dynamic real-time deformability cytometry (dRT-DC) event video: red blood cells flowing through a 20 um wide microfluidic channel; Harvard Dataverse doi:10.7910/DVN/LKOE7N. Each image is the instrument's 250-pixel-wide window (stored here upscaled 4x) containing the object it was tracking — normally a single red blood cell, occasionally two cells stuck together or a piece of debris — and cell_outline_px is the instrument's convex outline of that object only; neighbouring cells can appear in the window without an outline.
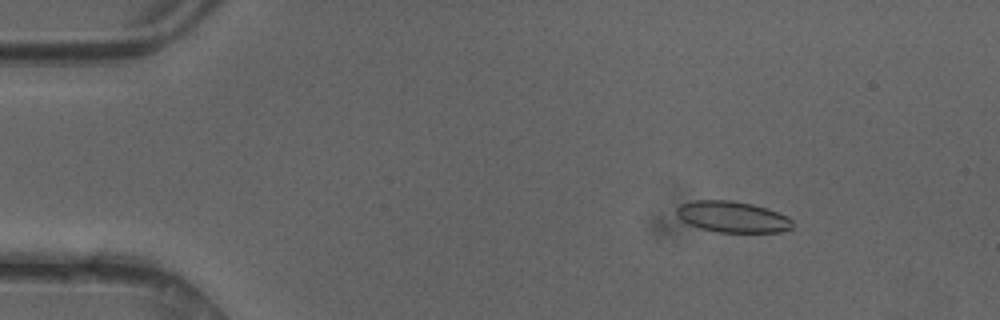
{"species": "common noctule bat (a hibernating species)", "species_latin": "Nyctalus noctula", "temperature_condition": "cold", "stored_images_in_passage": 49, "camera_frame_rate_fps": 3000, "um_per_image_px": 0.085, "animal": {"sex": "female"}, "frame": {"image": 1, "passage_image": 7, "time_ms": 2.0, "image_size_px": [1000, 320], "cell_outline_px": [[792, 228], [780, 232], [720, 232], [700, 228], [688, 224], [676, 212], [676, 208], [680, 204], [696, 200], [728, 200], [752, 204], [768, 208], [788, 216], [792, 220]], "centroid_in_image_um": [62.29, 18.43], "position_along_channel_um": 22.7, "area_um2": 20.92}}
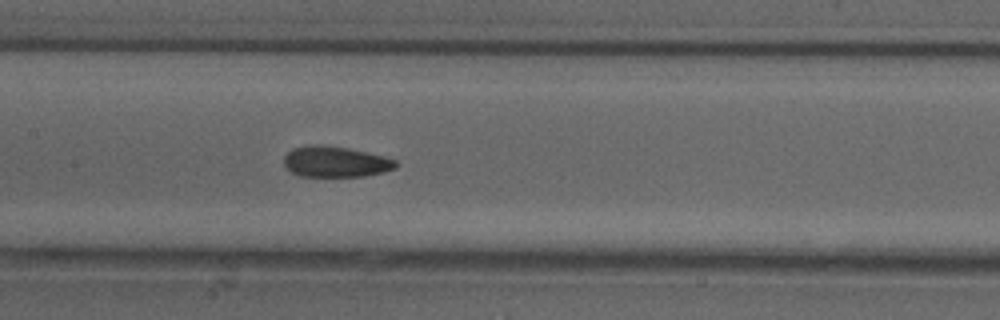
{"frame": {"image": 2, "passage_image": 24, "time_ms": 7.667, "image_size_px": [1000, 320], "cell_outline_px": [[400, 164], [396, 168], [384, 172], [364, 176], [300, 176], [284, 168], [284, 156], [292, 148], [308, 144], [320, 144], [348, 148], [384, 156], [396, 160]], "centroid_in_image_um": [28.51, 13.74], "position_along_channel_um": 178.9, "area_um2": 20.35}}
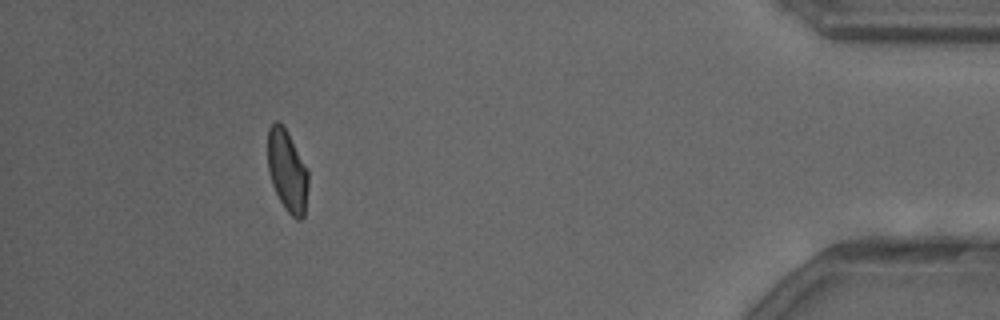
{"frame": {"image": 3, "passage_image": 45, "time_ms": 14.667, "image_size_px": [1000, 320], "cell_outline_px": [[308, 188], [304, 216], [300, 220], [296, 220], [284, 208], [272, 184], [268, 172], [268, 128], [276, 120], [288, 132], [308, 168]], "centroid_in_image_um": [24.43, 14.54], "position_along_channel_um": 410.8, "area_um2": 19.42}, "authors_computed_cell_mechanics": {"area_um2": 20.6346, "velocity_mm_per_s": 4.1785, "shape_relaxation_time_tau1_ms": 6.4787, "shape_relaxation_time_tau2_ms": 1.4614, "deformation_change_tau1": 0.1393, "deformation_change_tau2": 0.0758}}